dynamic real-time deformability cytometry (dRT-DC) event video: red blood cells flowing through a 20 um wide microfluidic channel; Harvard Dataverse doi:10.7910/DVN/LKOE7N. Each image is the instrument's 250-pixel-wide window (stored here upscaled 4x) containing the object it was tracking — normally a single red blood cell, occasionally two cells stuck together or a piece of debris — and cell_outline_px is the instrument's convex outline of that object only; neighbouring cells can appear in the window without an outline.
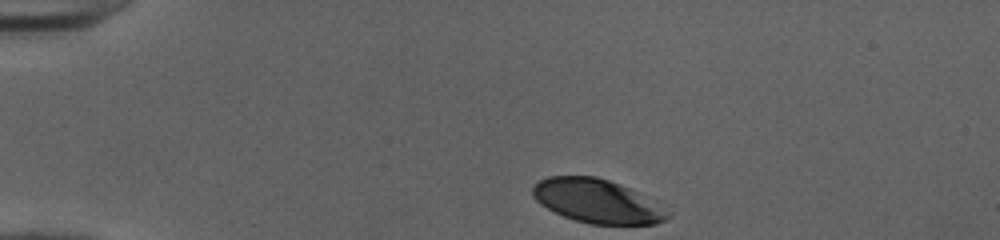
{"species": "human", "species_latin": "Homo sapiens", "temperature_condition": "cold", "stored_images_in_passage": 34, "camera_frame_rate_fps": 3000, "um_per_image_px": 0.085, "donor": {"sex": "female"}, "frame": {"image": 1, "passage_image": 1, "time_ms": 0.0, "image_size_px": [1000, 240], "cell_outline_px": [[672, 216], [656, 224], [588, 224], [564, 216], [540, 204], [532, 196], [532, 184], [548, 176], [596, 176], [608, 180], [628, 188], [636, 192]], "centroid_in_image_um": [50.65, 17.09], "position_along_channel_um": 34.3, "area_um2": 33.7}}
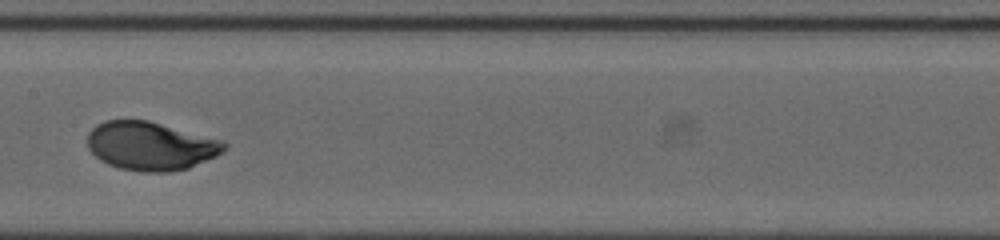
{"frame": {"image": 2, "passage_image": 18, "time_ms": 5.667, "image_size_px": [1000, 240], "cell_outline_px": [[228, 148], [224, 152], [216, 156], [188, 168], [168, 172], [140, 172], [120, 168], [108, 164], [100, 160], [88, 148], [88, 132], [96, 124], [104, 120], [148, 120], [224, 140], [228, 144]], "centroid_in_image_um": [12.83, 12.4], "position_along_channel_um": 194.6, "area_um2": 38.96}}
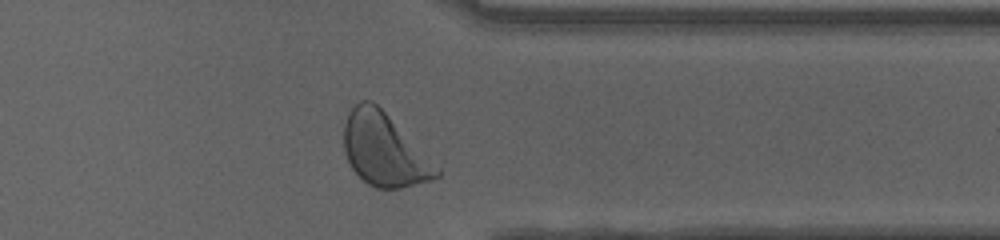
{"frame": {"image": 3, "passage_image": 32, "time_ms": 10.333, "image_size_px": [1000, 240], "cell_outline_px": [[440, 176], [428, 180], [400, 188], [376, 188], [368, 184], [352, 168], [344, 152], [344, 124], [348, 112], [360, 100], [372, 100], [440, 168]], "centroid_in_image_um": [32.62, 12.73], "position_along_channel_um": 378.8, "area_um2": 38.49}, "authors_computed_cell_mechanics": {"area_um2": 37.7145, "velocity_mm_per_s": 3.9869, "shape_relaxation_time_tau1_ms": 2.0506, "shape_relaxation_time_tau2_ms": null, "deformation_change_tau1": 0.1434, "deformation_change_tau2": null}}